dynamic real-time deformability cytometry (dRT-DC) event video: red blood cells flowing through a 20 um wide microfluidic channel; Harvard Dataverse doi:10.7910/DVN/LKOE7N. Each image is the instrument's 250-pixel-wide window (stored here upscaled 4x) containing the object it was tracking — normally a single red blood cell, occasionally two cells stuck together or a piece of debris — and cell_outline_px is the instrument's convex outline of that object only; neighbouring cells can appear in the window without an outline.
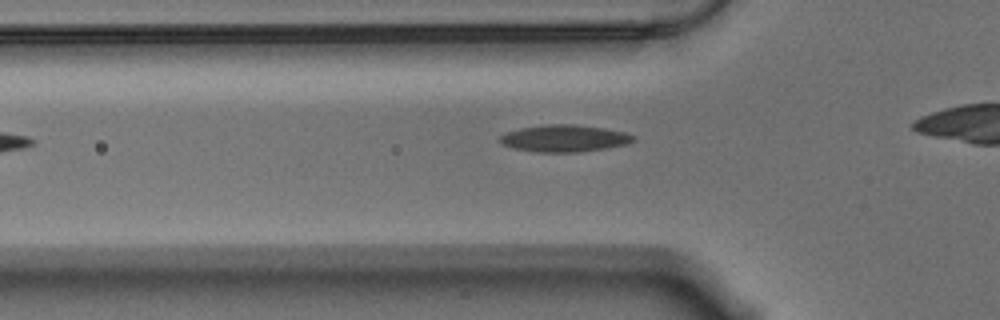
{"species": "Egyptian fruit bat (a non-hibernating species)", "species_latin": "Rousettus aegyptiacus", "temperature_condition": "warm", "stored_images_in_passage": 30, "camera_frame_rate_fps": 3000, "um_per_image_px": 0.085, "animal": {"sex": "male"}, "frame": {"image": 1, "passage_image": 3, "time_ms": 0.667, "image_size_px": [1000, 320], "cell_outline_px": [[636, 140], [628, 144], [580, 152], [536, 152], [512, 148], [500, 144], [500, 136], [508, 132], [520, 128], [548, 124], [572, 124], [604, 128], [624, 132], [636, 136]], "centroid_in_image_um": [47.98, 11.76], "position_along_channel_um": 77.8, "area_um2": 20.98}}
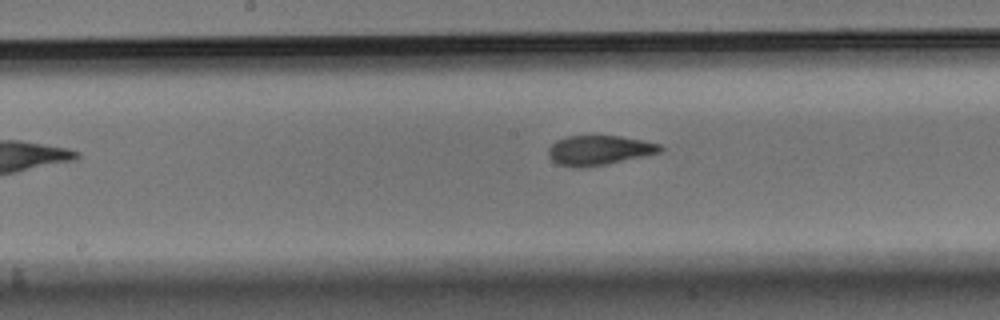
{"frame": {"image": 2, "passage_image": 13, "time_ms": 4.0, "image_size_px": [1000, 320], "cell_outline_px": [[664, 148], [660, 152], [604, 164], [580, 168], [572, 168], [556, 164], [548, 156], [548, 148], [556, 140], [568, 136], [620, 136], [660, 144]], "centroid_in_image_um": [50.85, 12.77], "position_along_channel_um": 197.3, "area_um2": 19.13}}
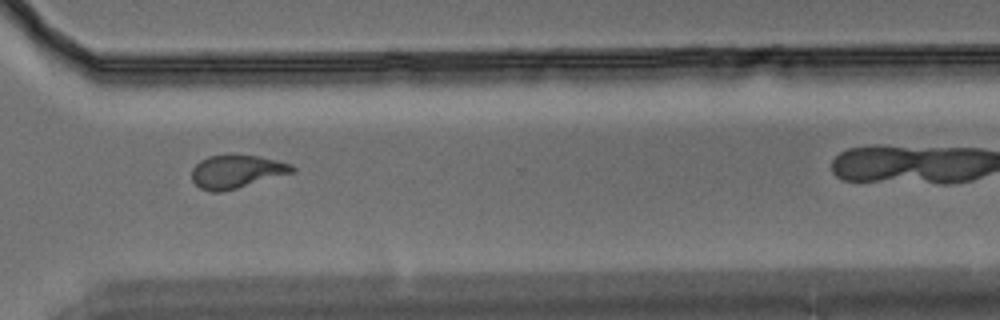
{"frame": {"image": 3, "passage_image": 26, "time_ms": 8.333, "image_size_px": [1000, 320], "cell_outline_px": [[296, 172], [236, 188], [220, 192], [212, 192], [200, 188], [192, 180], [192, 168], [200, 160], [208, 156], [260, 156], [292, 164], [296, 168]], "centroid_in_image_um": [20.13, 14.59], "position_along_channel_um": 350.5, "area_um2": 19.19}}